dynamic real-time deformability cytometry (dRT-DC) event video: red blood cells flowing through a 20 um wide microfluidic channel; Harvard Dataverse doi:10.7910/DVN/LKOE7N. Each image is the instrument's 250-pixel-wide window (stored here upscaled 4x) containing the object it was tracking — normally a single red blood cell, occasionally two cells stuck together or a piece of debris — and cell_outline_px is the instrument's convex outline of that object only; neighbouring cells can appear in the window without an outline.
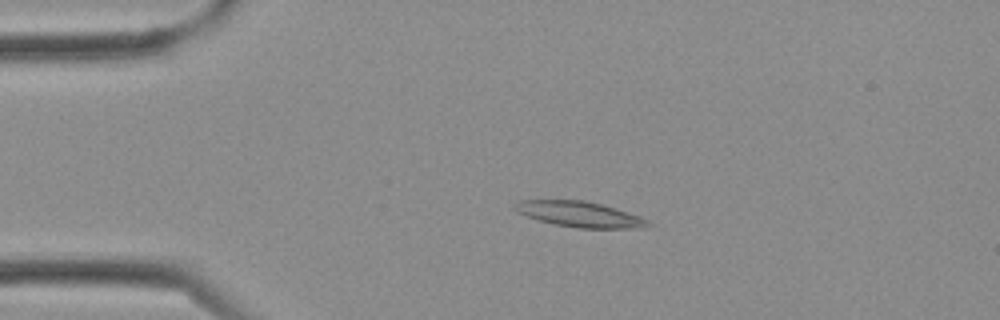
{"species": "Egyptian fruit bat (a non-hibernating species)", "species_latin": "Rousettus aegyptiacus", "temperature_condition": "cold", "stored_images_in_passage": 2, "camera_frame_rate_fps": 3000, "um_per_image_px": 0.085, "frame": {"image": 1, "passage_image": 2, "time_ms": 0.333, "image_size_px": [1000, 320], "cell_outline_px": [[652, 224], [640, 228], [580, 228], [556, 224], [540, 220], [516, 212], [512, 208], [512, 204], [520, 200], [584, 200], [600, 204], [640, 216], [648, 220]], "centroid_in_image_um": [49.23, 18.2], "position_along_channel_um": 35.8, "area_um2": 19.59}}